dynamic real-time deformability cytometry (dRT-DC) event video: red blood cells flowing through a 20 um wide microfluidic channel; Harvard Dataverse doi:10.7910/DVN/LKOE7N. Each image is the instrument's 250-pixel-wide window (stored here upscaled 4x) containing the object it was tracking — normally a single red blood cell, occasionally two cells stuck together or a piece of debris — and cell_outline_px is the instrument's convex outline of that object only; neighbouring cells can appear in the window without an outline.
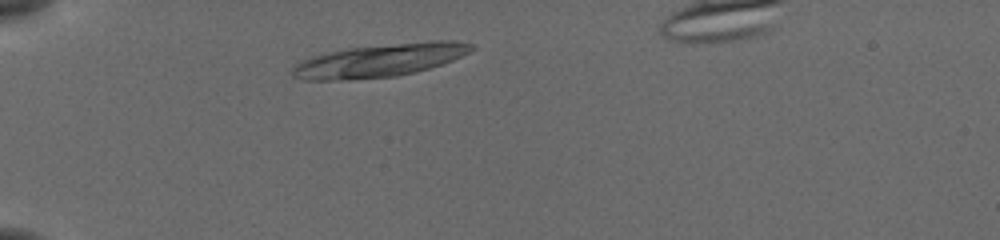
{"species": "common noctule bat (a hibernating species)", "species_latin": "Nyctalus noctula", "temperature_condition": "cold", "stored_images_in_passage": 39, "camera_frame_rate_fps": 3000, "um_per_image_px": 0.085, "animal": {"sex": "female", "body_mass_g": 19.5, "forearm_length_mm": 54.1}, "frame": {"image": 1, "passage_image": 1, "time_ms": 0.0, "image_size_px": [1000, 240], "cell_outline_px": [[472, 48], [468, 52], [452, 60], [428, 68], [396, 76], [332, 80], [308, 80], [292, 76], [292, 68], [300, 60], [324, 52], [344, 48], [436, 40], [440, 40], [472, 44]], "centroid_in_image_um": [32.16, 5.13], "position_along_channel_um": 52.8, "area_um2": 33.87}}
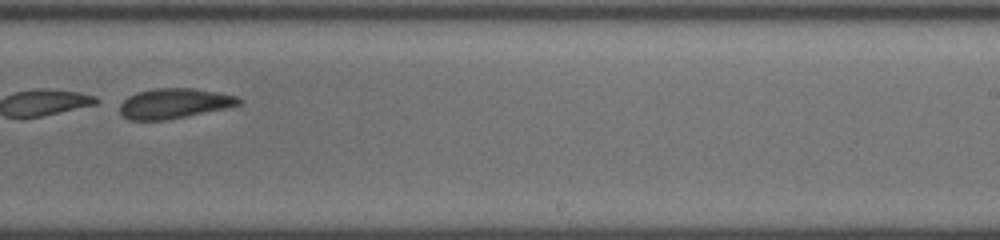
{"frame": {"image": 2, "passage_image": 21, "time_ms": 6.667, "image_size_px": [1000, 240], "cell_outline_px": [[240, 104], [184, 116], [164, 120], [128, 120], [120, 112], [120, 104], [128, 96], [136, 92], [156, 88], [192, 88], [216, 92], [236, 96], [240, 100]], "centroid_in_image_um": [14.72, 8.78], "position_along_channel_um": 274.3, "area_um2": 20.35}}